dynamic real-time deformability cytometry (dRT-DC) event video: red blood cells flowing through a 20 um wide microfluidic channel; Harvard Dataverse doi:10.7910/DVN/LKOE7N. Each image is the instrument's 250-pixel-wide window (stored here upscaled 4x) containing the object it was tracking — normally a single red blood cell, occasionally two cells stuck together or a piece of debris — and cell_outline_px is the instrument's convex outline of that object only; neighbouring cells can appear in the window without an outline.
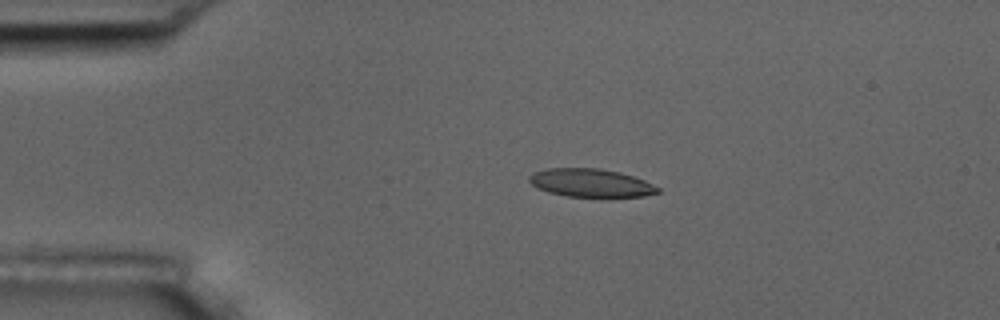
{"species": "common noctule bat (a hibernating species)", "species_latin": "Nyctalus noctula", "temperature_condition": "room temperature", "stored_images_in_passage": 5, "camera_frame_rate_fps": 3000, "um_per_image_px": 0.085, "animal": {"sex": "male", "body_mass_g": 17.5, "forearm_length_mm": 52.3}, "frame": {"image": 1, "passage_image": 4, "time_ms": 3.333, "image_size_px": [1000, 320], "cell_outline_px": [[660, 192], [644, 196], [608, 200], [600, 200], [568, 196], [548, 192], [532, 184], [528, 180], [528, 176], [532, 172], [548, 168], [600, 168], [620, 172], [644, 180], [660, 188]], "centroid_in_image_um": [50.27, 15.6], "position_along_channel_um": 34.7, "area_um2": 22.14}}